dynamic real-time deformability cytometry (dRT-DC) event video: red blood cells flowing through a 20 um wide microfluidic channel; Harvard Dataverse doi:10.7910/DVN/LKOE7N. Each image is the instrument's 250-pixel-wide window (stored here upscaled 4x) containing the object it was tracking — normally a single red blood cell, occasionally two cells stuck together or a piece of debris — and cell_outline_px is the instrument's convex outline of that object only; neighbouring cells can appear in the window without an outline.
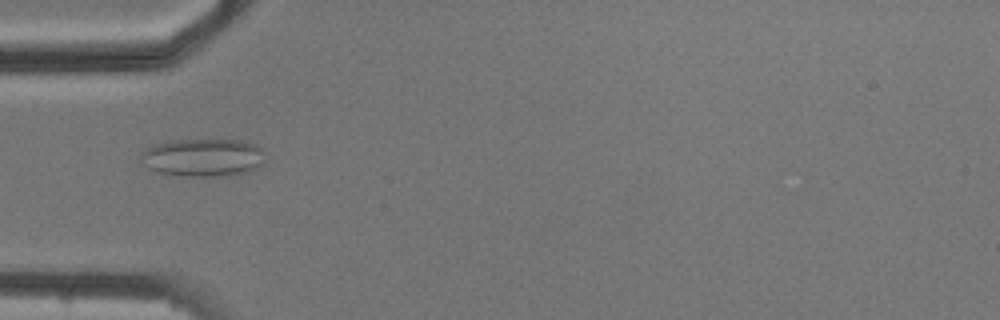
{"species": "common noctule bat (a hibernating species)", "species_latin": "Nyctalus noctula", "temperature_condition": "cold", "stored_images_in_passage": 6, "camera_frame_rate_fps": 3000, "um_per_image_px": 0.085, "animal": {"sex": "male", "body_mass_g": 20.5, "forearm_length_mm": 52.5}, "frame": {"image": 1, "passage_image": 4, "time_ms": 4.333, "image_size_px": [1000, 320], "cell_outline_px": [[264, 160], [256, 168], [248, 172], [228, 176], [184, 176], [156, 172], [148, 168], [140, 160], [140, 156], [152, 144], [172, 140], [244, 140], [256, 144], [260, 148]], "centroid_in_image_um": [17.24, 13.39], "position_along_channel_um": 67.8, "area_um2": 27.57}}